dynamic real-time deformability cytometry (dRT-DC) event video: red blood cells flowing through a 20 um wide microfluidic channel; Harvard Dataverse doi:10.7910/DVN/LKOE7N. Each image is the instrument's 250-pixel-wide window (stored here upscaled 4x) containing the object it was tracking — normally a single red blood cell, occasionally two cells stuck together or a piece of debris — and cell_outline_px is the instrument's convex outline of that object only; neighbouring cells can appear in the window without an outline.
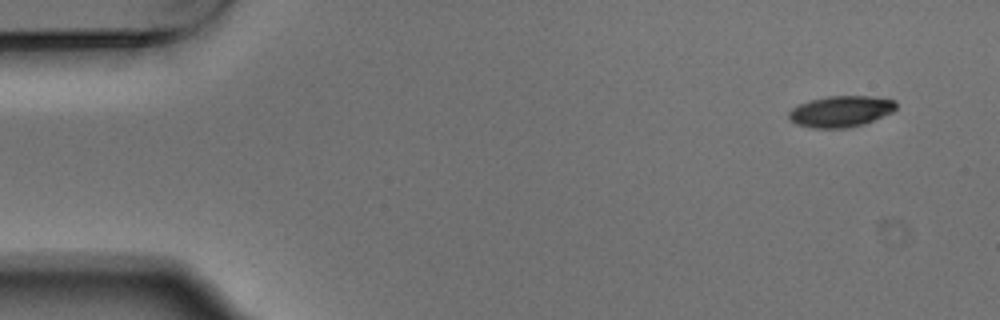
{"species": "Egyptian fruit bat (a non-hibernating species)", "species_latin": "Rousettus aegyptiacus", "temperature_condition": "warm", "stored_images_in_passage": 5, "segment_of_instrument_passage": [1, 2], "camera_frame_rate_fps": 3000, "um_per_image_px": 0.085, "animal": {"sex": "male"}, "frame": {"image": 1, "passage_image": 1, "time_ms": 0.0, "image_size_px": [1000, 320], "cell_outline_px": [[896, 108], [892, 112], [864, 124], [848, 128], [812, 128], [796, 124], [788, 116], [788, 112], [792, 108], [800, 104], [812, 100], [828, 96], [868, 96], [896, 100]], "centroid_in_image_um": [71.47, 9.47], "position_along_channel_um": 13.5, "area_um2": 19.36}}
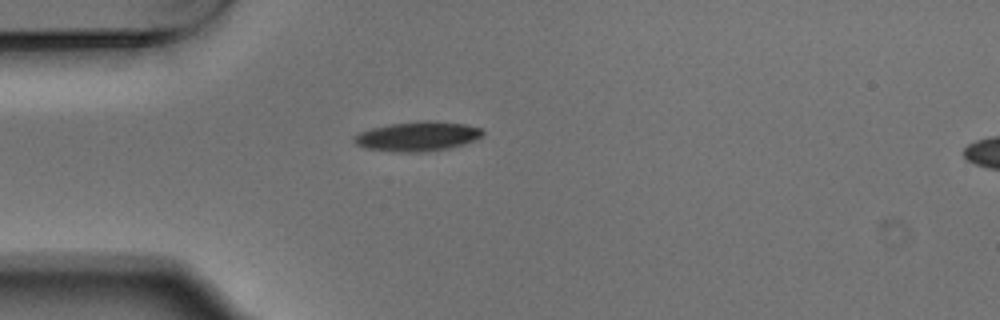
{"frame": {"image": 2, "passage_image": 4, "time_ms": 1.0, "image_size_px": [1000, 320], "cell_outline_px": [[484, 136], [476, 140], [464, 144], [448, 148], [420, 152], [392, 152], [364, 148], [356, 144], [352, 140], [360, 132], [372, 128], [392, 124], [428, 120], [464, 124], [480, 128], [484, 132]], "centroid_in_image_um": [35.51, 11.6], "position_along_channel_um": 49.5, "area_um2": 22.02}}